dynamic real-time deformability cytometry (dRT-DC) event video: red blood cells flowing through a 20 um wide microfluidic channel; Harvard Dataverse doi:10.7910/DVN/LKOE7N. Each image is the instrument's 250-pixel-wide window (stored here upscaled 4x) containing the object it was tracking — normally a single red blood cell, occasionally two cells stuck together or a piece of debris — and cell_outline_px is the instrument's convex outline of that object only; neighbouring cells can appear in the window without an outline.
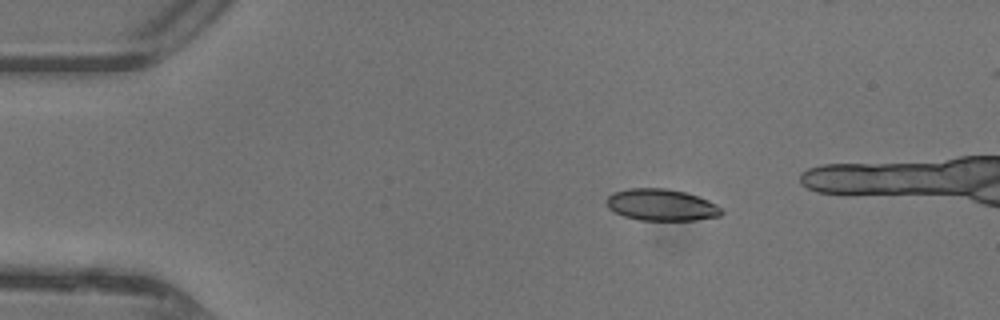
{"species": "common noctule bat (a hibernating species)", "species_latin": "Nyctalus noctula", "temperature_condition": "warm", "stored_images_in_passage": 34, "camera_frame_rate_fps": 3000, "um_per_image_px": 0.085, "animal": {"sex": "female"}, "frame": {"image": 1, "passage_image": 1, "time_ms": 0.0, "image_size_px": [1000, 320], "cell_outline_px": [[724, 212], [720, 216], [696, 220], [640, 220], [624, 216], [608, 208], [604, 200], [612, 192], [628, 188], [668, 188], [700, 196], [716, 204]], "centroid_in_image_um": [56.2, 17.4], "position_along_channel_um": 28.8, "area_um2": 21.44}}
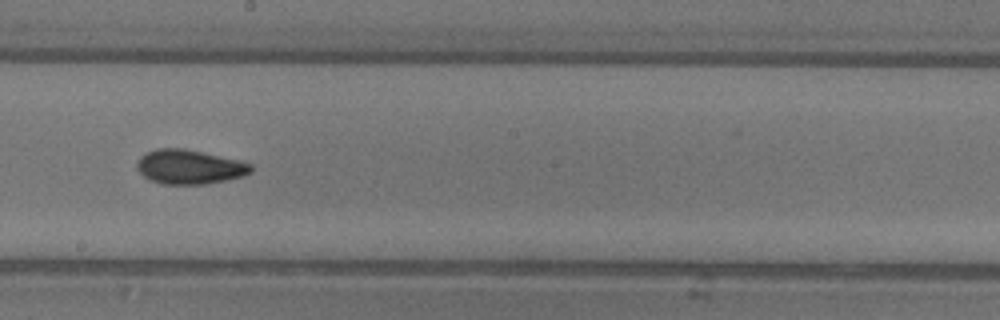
{"frame": {"image": 2, "passage_image": 19, "time_ms": 6.0, "image_size_px": [1000, 320], "cell_outline_px": [[252, 172], [244, 176], [204, 184], [164, 184], [152, 180], [144, 176], [136, 168], [136, 164], [140, 156], [156, 148], [184, 148], [240, 160], [252, 164]], "centroid_in_image_um": [16.11, 14.17], "position_along_channel_um": 232.1, "area_um2": 22.77}}
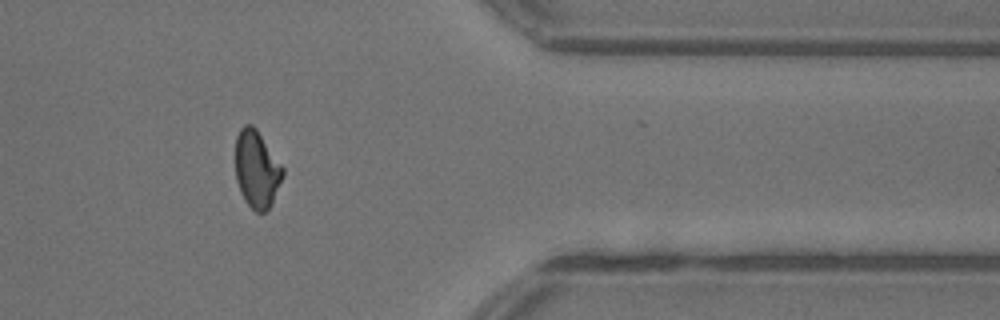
{"frame": {"image": 3, "passage_image": 31, "time_ms": 10.0, "image_size_px": [1000, 320], "cell_outline_px": [[284, 176], [272, 204], [264, 212], [256, 212], [244, 200], [240, 192], [236, 180], [236, 136], [240, 128], [244, 124], [252, 124], [256, 128], [284, 168]], "centroid_in_image_um": [21.83, 14.38], "position_along_channel_um": 389.6, "area_um2": 21.44}, "authors_computed_cell_mechanics": {"area_um2": 21.8484, "velocity_mm_per_s": 4.4296, "shape_relaxation_time_tau1_ms": 4.953, "shape_relaxation_time_tau2_ms": 2.0153, "deformation_change_tau1": 0.1477, "deformation_change_tau2": 0.0615}}